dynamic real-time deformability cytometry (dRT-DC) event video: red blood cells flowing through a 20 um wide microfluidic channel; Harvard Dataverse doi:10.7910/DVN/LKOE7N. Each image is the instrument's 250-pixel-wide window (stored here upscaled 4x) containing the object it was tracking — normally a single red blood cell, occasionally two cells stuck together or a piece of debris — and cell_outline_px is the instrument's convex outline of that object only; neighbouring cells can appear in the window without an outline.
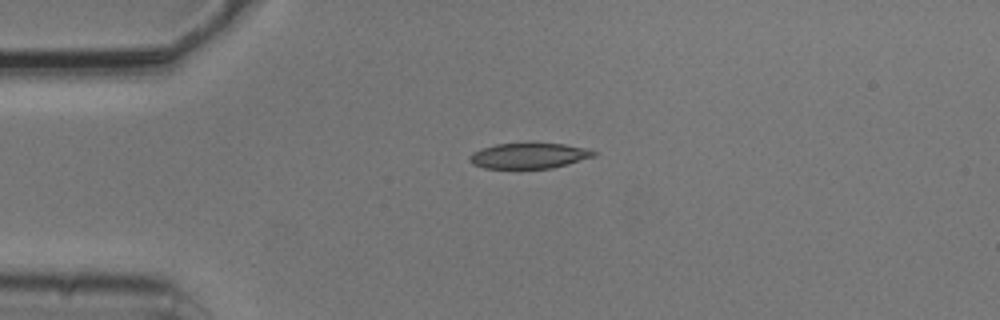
{"species": "common noctule bat (a hibernating species)", "species_latin": "Nyctalus noctula", "temperature_condition": "cold", "stored_images_in_passage": 1, "camera_frame_rate_fps": 3000, "um_per_image_px": 0.085, "animal": {"sex": "male", "body_mass_g": 20.5, "forearm_length_mm": 52.5}, "frame": {"image": 1, "passage_image": 1, "time_ms": 0.0, "image_size_px": [1000, 320], "cell_outline_px": [[596, 156], [568, 164], [552, 168], [484, 168], [472, 164], [468, 160], [468, 156], [472, 152], [496, 144], [564, 144], [584, 148], [596, 152]], "centroid_in_image_um": [44.94, 13.25], "position_along_channel_um": 40.1, "area_um2": 18.21}}